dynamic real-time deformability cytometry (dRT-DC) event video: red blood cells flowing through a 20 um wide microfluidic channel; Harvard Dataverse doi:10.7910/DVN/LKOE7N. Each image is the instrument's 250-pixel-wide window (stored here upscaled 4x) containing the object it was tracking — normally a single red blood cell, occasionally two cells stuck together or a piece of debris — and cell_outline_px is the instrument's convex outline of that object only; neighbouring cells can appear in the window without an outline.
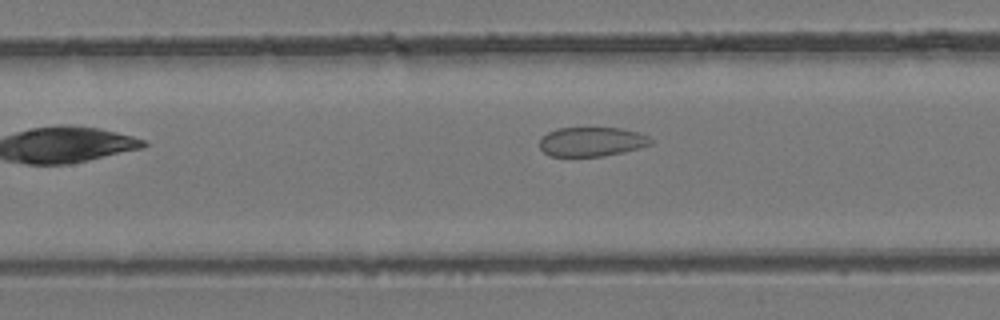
{"species": "common noctule bat (a hibernating species)", "species_latin": "Nyctalus noctula", "temperature_condition": "room temperature", "stored_images_in_passage": 6, "camera_frame_rate_fps": 3000, "um_per_image_px": 0.085, "animal": {"sex": "female", "body_mass_g": 24.6, "forearm_length_mm": 56.2}, "frame": {"image": 1, "passage_image": 6, "time_ms": 1.667, "image_size_px": [1000, 320], "cell_outline_px": [[652, 144], [624, 152], [604, 156], [552, 156], [544, 152], [540, 148], [540, 140], [548, 132], [556, 128], [620, 128], [636, 132], [648, 136], [652, 140]], "centroid_in_image_um": [50.29, 12.04], "position_along_channel_um": 157.1, "area_um2": 18.84}}